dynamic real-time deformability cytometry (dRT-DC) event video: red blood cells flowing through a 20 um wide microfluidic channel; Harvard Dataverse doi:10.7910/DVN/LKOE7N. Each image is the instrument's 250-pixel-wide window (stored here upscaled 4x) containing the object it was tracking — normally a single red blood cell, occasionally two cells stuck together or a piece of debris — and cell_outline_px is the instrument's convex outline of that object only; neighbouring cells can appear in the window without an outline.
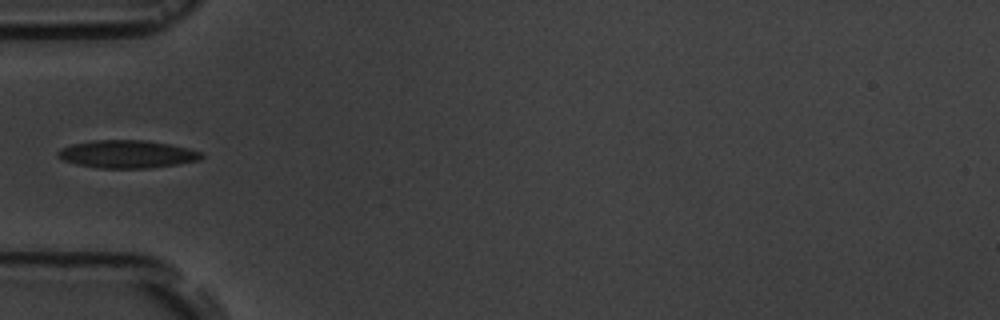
{"species": "common noctule bat (a hibernating species)", "species_latin": "Nyctalus noctula", "temperature_condition": "room temperature", "stored_images_in_passage": 6, "camera_frame_rate_fps": 3000, "um_per_image_px": 0.085, "animal": {"sex": "male", "body_mass_g": 19.5, "forearm_length_mm": 54.6}, "frame": {"image": 1, "passage_image": 6, "time_ms": 5.667, "image_size_px": [1000, 320], "cell_outline_px": [[204, 156], [200, 160], [176, 164], [148, 168], [100, 168], [76, 164], [60, 160], [56, 156], [56, 152], [60, 148], [72, 144], [92, 140], [144, 140], [168, 144], [188, 148], [200, 152]], "centroid_in_image_um": [10.74, 13.1], "position_along_channel_um": 74.3, "area_um2": 23.29}}